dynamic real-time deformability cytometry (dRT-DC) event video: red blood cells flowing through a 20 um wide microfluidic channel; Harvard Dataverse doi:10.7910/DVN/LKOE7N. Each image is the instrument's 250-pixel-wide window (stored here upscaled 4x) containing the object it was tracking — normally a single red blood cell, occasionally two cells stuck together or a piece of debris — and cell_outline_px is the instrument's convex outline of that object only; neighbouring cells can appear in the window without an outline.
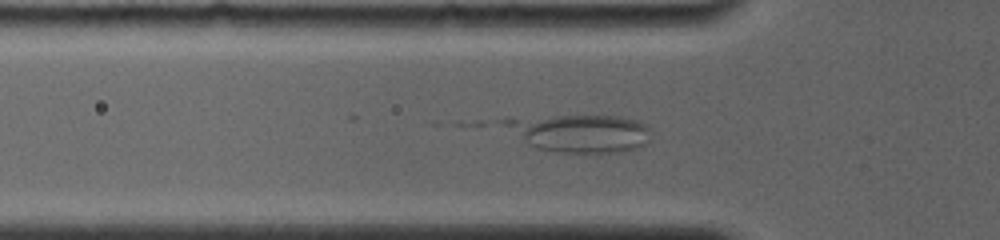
{"species": "common noctule bat (a hibernating species)", "species_latin": "Nyctalus noctula", "temperature_condition": "room temperature", "stored_images_in_passage": 5, "camera_frame_rate_fps": 4000, "um_per_image_px": 0.085, "animal": {"sex": "female", "body_mass_g": 19.0, "forearm_length_mm": 56.7}, "frame": {"image": 1, "passage_image": 2, "time_ms": 0.25, "image_size_px": [1000, 240], "cell_outline_px": [[648, 140], [640, 148], [616, 152], [560, 152], [536, 148], [528, 144], [496, 120], [508, 116], [620, 116], [640, 120], [648, 128]], "centroid_in_image_um": [49.2, 11.28], "position_along_channel_um": 76.6, "area_um2": 32.48}}